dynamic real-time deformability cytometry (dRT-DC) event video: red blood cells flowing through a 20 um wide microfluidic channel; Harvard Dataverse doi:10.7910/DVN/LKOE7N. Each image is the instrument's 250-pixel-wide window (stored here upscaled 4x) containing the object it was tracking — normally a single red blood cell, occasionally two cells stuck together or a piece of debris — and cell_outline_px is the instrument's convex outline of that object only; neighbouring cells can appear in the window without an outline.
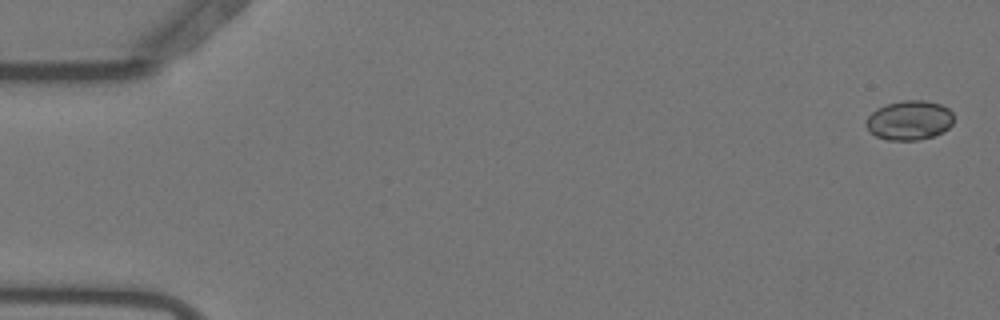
{"species": "Egyptian fruit bat (a non-hibernating species)", "species_latin": "Rousettus aegyptiacus", "temperature_condition": "warm", "stored_images_in_passage": 11, "camera_frame_rate_fps": 3000, "um_per_image_px": 0.085, "animal": {"sex": "female"}, "frame": {"image": 1, "passage_image": 2, "time_ms": 0.333, "image_size_px": [1000, 320], "cell_outline_px": [[952, 124], [948, 128], [932, 136], [916, 140], [888, 140], [876, 136], [868, 132], [864, 124], [868, 116], [876, 108], [884, 104], [900, 100], [924, 100], [940, 104], [948, 108], [952, 112]], "centroid_in_image_um": [77.23, 10.21], "position_along_channel_um": 7.8, "area_um2": 20.29}}